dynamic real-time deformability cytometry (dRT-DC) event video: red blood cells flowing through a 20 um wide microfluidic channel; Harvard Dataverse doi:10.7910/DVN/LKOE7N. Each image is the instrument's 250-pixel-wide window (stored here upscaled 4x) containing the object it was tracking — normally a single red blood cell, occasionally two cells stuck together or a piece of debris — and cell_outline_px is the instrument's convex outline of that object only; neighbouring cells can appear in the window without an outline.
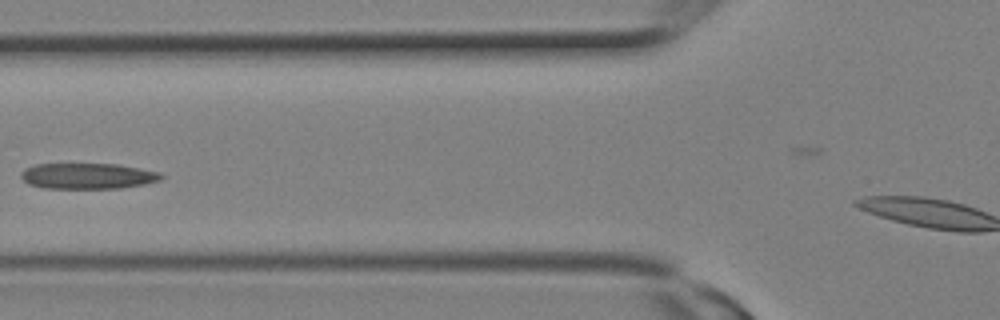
{"species": "Egyptian fruit bat (a non-hibernating species)", "species_latin": "Rousettus aegyptiacus", "temperature_condition": "room temperature", "stored_images_in_passage": 14, "camera_frame_rate_fps": 3000, "um_per_image_px": 0.085, "animal": {"sex": "female"}, "frame": {"image": 1, "passage_image": 10, "time_ms": 3.0, "image_size_px": [1000, 320], "cell_outline_px": [[164, 176], [160, 180], [144, 184], [120, 188], [44, 188], [28, 184], [20, 176], [20, 172], [24, 168], [36, 164], [116, 164], [160, 172]], "centroid_in_image_um": [7.43, 14.96], "position_along_channel_um": 118.4, "area_um2": 21.04}}
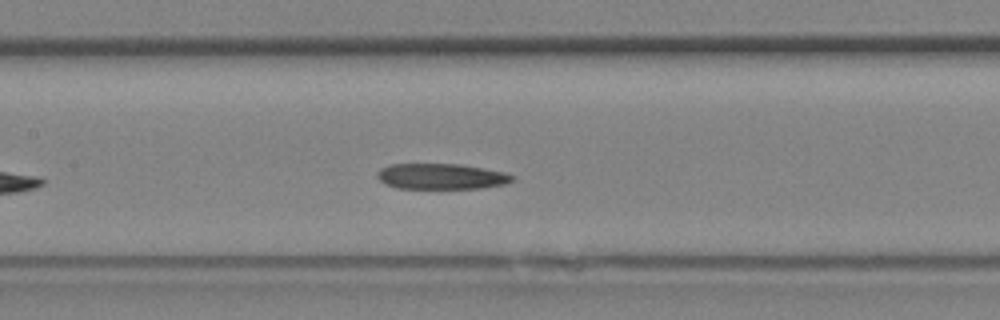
{"frame": {"image": 2, "passage_image": 12, "time_ms": 3.667, "image_size_px": [1000, 320], "cell_outline_px": [[516, 176], [512, 180], [504, 184], [480, 188], [396, 188], [380, 180], [376, 176], [376, 172], [380, 168], [388, 164], [460, 164], [504, 172]], "centroid_in_image_um": [37.48, 14.98], "position_along_channel_um": 169.9, "area_um2": 20.11}}